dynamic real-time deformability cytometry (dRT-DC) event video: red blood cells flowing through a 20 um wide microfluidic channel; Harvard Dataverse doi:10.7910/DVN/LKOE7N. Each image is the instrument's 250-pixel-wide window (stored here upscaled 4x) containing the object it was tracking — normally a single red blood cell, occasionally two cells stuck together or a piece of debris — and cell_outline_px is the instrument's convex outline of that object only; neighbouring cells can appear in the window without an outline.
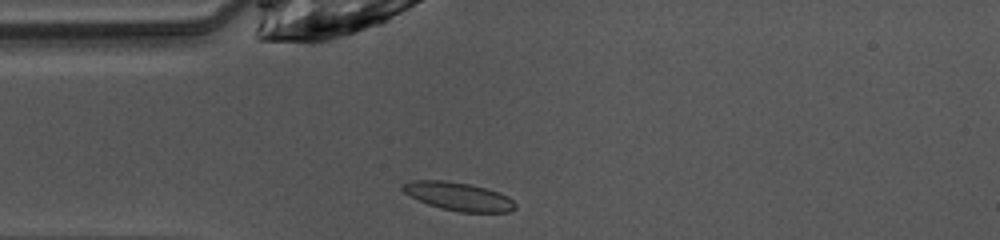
{"species": "common noctule bat (a hibernating species)", "species_latin": "Nyctalus noctula", "temperature_condition": "warm", "stored_images_in_passage": 37, "camera_frame_rate_fps": 3000, "um_per_image_px": 0.085, "animal": {"sex": "female", "body_mass_g": 10.0, "forearm_length_mm": 53.1}, "frame": {"image": 1, "passage_image": 1, "time_ms": 0.0, "image_size_px": [1000, 240], "cell_outline_px": [[516, 208], [508, 212], [460, 212], [440, 208], [428, 204], [404, 192], [400, 188], [400, 184], [412, 180], [444, 180], [468, 184], [500, 192], [508, 196], [516, 204]], "centroid_in_image_um": [38.96, 16.69], "position_along_channel_um": 46.0, "area_um2": 18.5}}
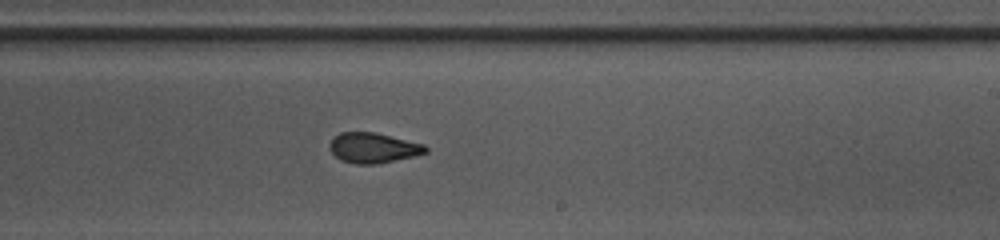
{"frame": {"image": 2, "passage_image": 17, "time_ms": 5.333, "image_size_px": [1000, 240], "cell_outline_px": [[428, 152], [412, 156], [376, 164], [356, 164], [340, 160], [328, 148], [328, 144], [340, 132], [376, 132], [424, 144], [428, 148]], "centroid_in_image_um": [31.71, 12.56], "position_along_channel_um": 257.3, "area_um2": 16.82}}
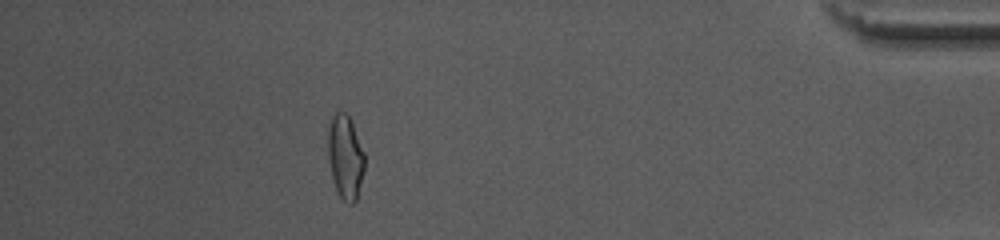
{"frame": {"image": 3, "passage_image": 32, "time_ms": 10.333, "image_size_px": [1000, 240], "cell_outline_px": [[364, 168], [356, 200], [352, 204], [348, 204], [340, 196], [336, 188], [332, 176], [328, 160], [328, 124], [332, 116], [336, 112], [344, 112], [348, 116], [352, 124], [364, 152]], "centroid_in_image_um": [29.33, 13.33], "position_along_channel_um": 405.9, "area_um2": 17.63}, "authors_computed_cell_mechanics": {"area_um2": 17.5134, "velocity_mm_per_s": 4.0845, "shape_relaxation_time_tau1_ms": 6.9708, "shape_relaxation_time_tau2_ms": 1.3348, "deformation_change_tau1": 0.1613, "deformation_change_tau2": 0.077}}